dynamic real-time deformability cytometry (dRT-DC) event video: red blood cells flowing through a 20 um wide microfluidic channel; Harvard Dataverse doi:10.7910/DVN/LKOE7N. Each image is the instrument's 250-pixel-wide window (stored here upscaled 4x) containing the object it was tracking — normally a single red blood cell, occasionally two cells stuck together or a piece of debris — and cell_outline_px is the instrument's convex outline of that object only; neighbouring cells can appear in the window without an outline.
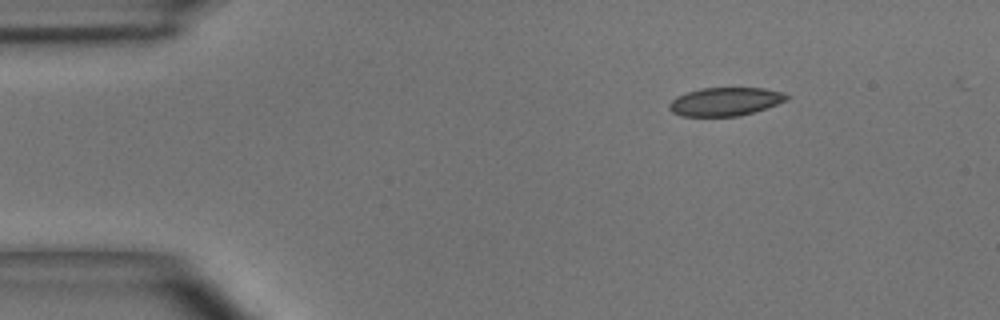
{"species": "common noctule bat (a hibernating species)", "species_latin": "Nyctalus noctula", "temperature_condition": "room temperature", "stored_images_in_passage": 40, "camera_frame_rate_fps": 3000, "um_per_image_px": 0.085, "animal": {"sex": "male", "body_mass_g": 15.6}, "frame": {"image": 1, "passage_image": 1, "time_ms": 0.0, "image_size_px": [1000, 320], "cell_outline_px": [[792, 96], [788, 100], [752, 112], [736, 116], [680, 116], [672, 112], [668, 108], [668, 104], [676, 96], [700, 88], [764, 88], [780, 92]], "centroid_in_image_um": [61.61, 8.63], "position_along_channel_um": 23.4, "area_um2": 19.31}}
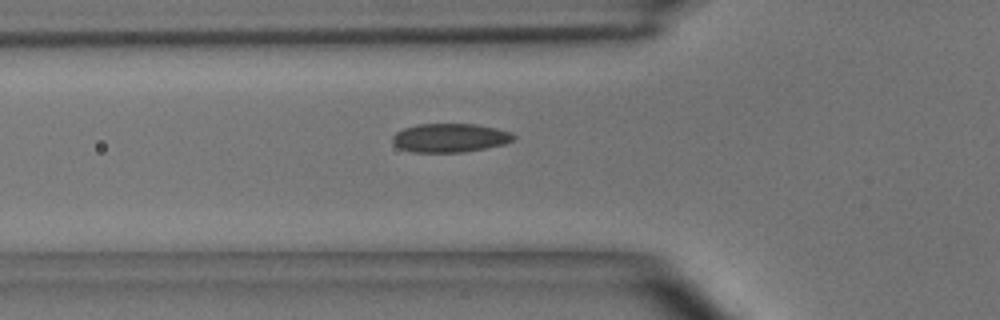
{"frame": {"image": 2, "passage_image": 11, "time_ms": 3.333, "image_size_px": [1000, 320], "cell_outline_px": [[516, 136], [512, 140], [504, 144], [484, 148], [460, 152], [412, 152], [400, 148], [392, 140], [392, 136], [396, 132], [404, 128], [416, 124], [476, 124], [496, 128], [512, 132]], "centroid_in_image_um": [38.25, 11.7], "position_along_channel_um": 87.6, "area_um2": 20.17}}
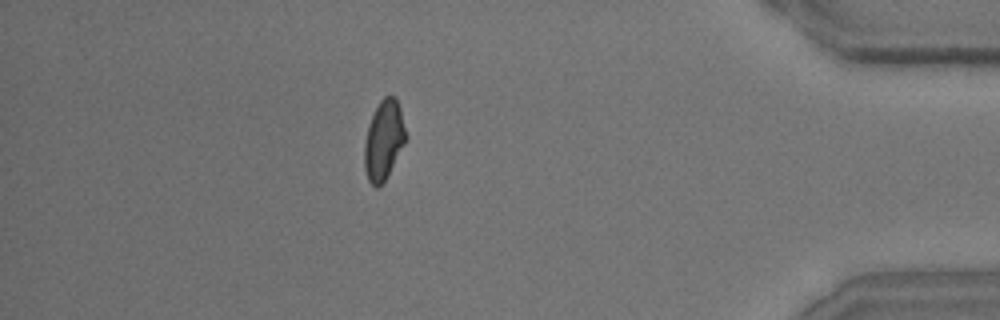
{"frame": {"image": 3, "passage_image": 38, "time_ms": 12.333, "image_size_px": [1000, 320], "cell_outline_px": [[408, 136], [404, 144], [384, 180], [376, 188], [368, 180], [364, 168], [364, 144], [368, 124], [380, 100], [384, 96], [396, 96], [400, 108]], "centroid_in_image_um": [32.62, 11.87], "position_along_channel_um": 402.6, "area_um2": 19.02}}